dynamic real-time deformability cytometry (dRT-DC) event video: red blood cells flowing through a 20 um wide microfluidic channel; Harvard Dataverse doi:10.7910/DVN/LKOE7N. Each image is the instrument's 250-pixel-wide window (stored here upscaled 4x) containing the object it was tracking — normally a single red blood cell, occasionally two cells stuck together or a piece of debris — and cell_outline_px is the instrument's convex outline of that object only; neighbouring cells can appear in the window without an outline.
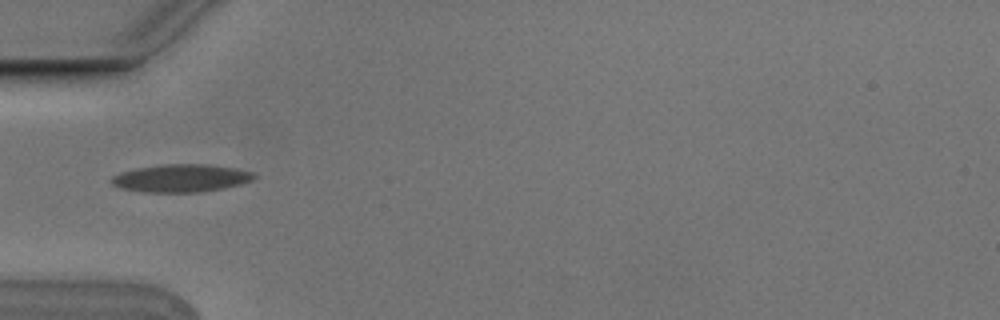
{"species": "Egyptian fruit bat (a non-hibernating species)", "species_latin": "Rousettus aegyptiacus", "temperature_condition": "cold", "stored_images_in_passage": 5, "camera_frame_rate_fps": 3000, "um_per_image_px": 0.085, "animal": {"sex": "male"}, "frame": {"image": 1, "passage_image": 5, "time_ms": 1.333, "image_size_px": [1000, 320], "cell_outline_px": [[256, 176], [252, 180], [240, 184], [224, 188], [200, 192], [144, 192], [120, 188], [112, 184], [108, 180], [112, 176], [120, 172], [136, 168], [160, 164], [208, 164], [236, 168], [252, 172]], "centroid_in_image_um": [15.35, 15.14], "position_along_channel_um": 69.7, "area_um2": 23.24}}